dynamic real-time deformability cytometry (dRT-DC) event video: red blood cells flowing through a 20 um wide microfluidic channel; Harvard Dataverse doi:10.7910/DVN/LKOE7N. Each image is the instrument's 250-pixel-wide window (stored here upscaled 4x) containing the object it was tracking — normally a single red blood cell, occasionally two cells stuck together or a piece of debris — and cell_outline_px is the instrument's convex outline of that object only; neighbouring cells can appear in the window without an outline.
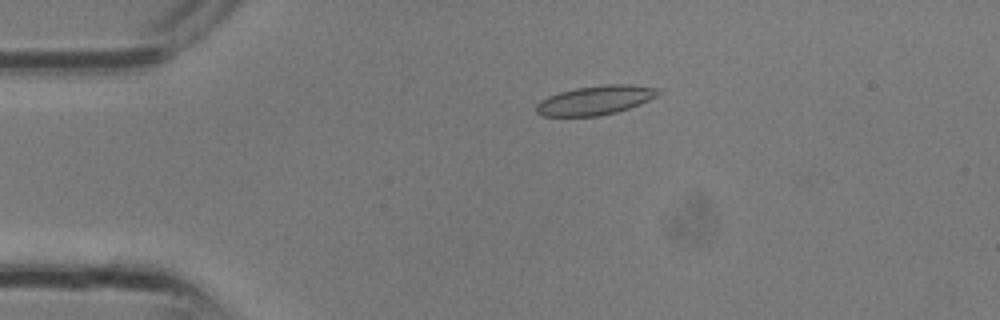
{"species": "common noctule bat (a hibernating species)", "species_latin": "Nyctalus noctula", "temperature_condition": "room temperature", "stored_images_in_passage": 32, "camera_frame_rate_fps": 3000, "um_per_image_px": 0.085, "animal": {"sex": "male", "body_mass_g": 13.3}, "frame": {"image": 1, "passage_image": 7, "time_ms": 2.0, "image_size_px": [1000, 320], "cell_outline_px": [[664, 92], [640, 104], [616, 112], [600, 116], [544, 116], [536, 112], [536, 104], [540, 100], [548, 96], [560, 92], [576, 88], [604, 84], [628, 84], [660, 88]], "centroid_in_image_um": [50.63, 8.51], "position_along_channel_um": 34.4, "area_um2": 20.81}}
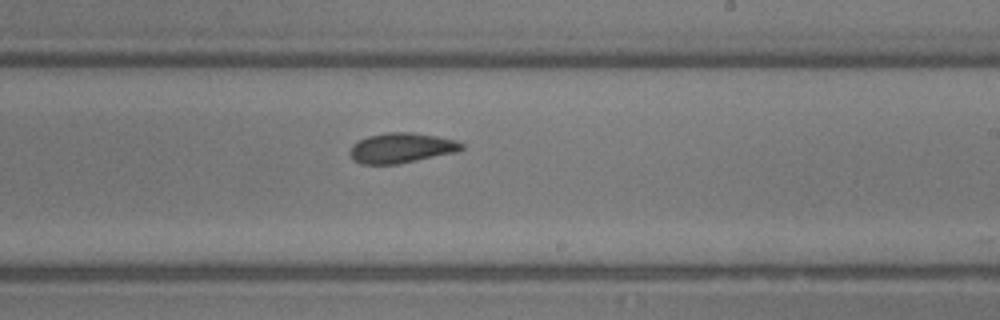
{"frame": {"image": 2, "passage_image": 19, "time_ms": 6.0, "image_size_px": [1000, 320], "cell_outline_px": [[464, 148], [456, 152], [396, 164], [360, 164], [352, 160], [348, 152], [352, 144], [368, 136], [388, 132], [412, 132], [436, 136], [456, 140], [464, 144]], "centroid_in_image_um": [34.08, 12.57], "position_along_channel_um": 254.9, "area_um2": 19.59}}
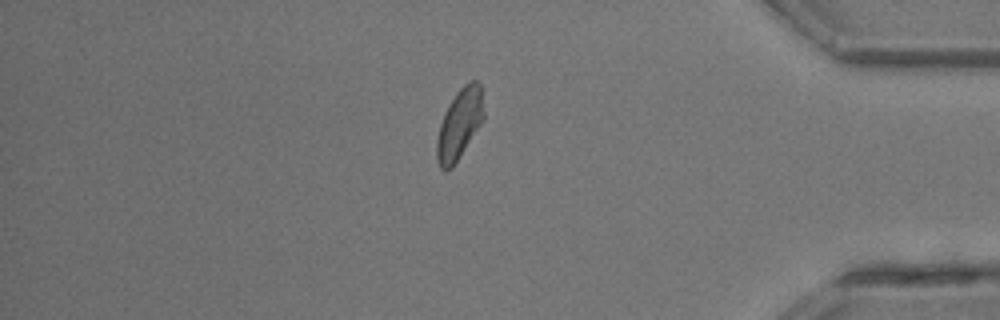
{"frame": {"image": 3, "passage_image": 27, "time_ms": 8.667, "image_size_px": [1000, 320], "cell_outline_px": [[484, 120], [452, 168], [444, 172], [440, 168], [436, 160], [436, 140], [440, 124], [448, 104], [456, 92], [468, 80], [476, 80], [480, 84], [484, 112]], "centroid_in_image_um": [39.05, 10.55], "position_along_channel_um": 396.2, "area_um2": 19.42}}